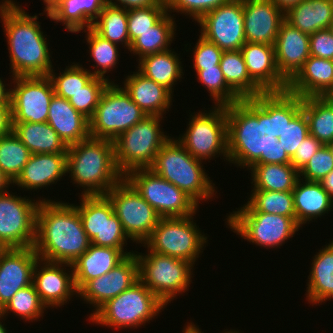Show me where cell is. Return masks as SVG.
<instances>
[{"mask_svg":"<svg viewBox=\"0 0 333 333\" xmlns=\"http://www.w3.org/2000/svg\"><path fill=\"white\" fill-rule=\"evenodd\" d=\"M192 114L186 132L176 140L194 158L206 162L220 155L238 167L241 142L256 126L242 112L227 106Z\"/></svg>","mask_w":333,"mask_h":333,"instance_id":"obj_1","label":"cell"},{"mask_svg":"<svg viewBox=\"0 0 333 333\" xmlns=\"http://www.w3.org/2000/svg\"><path fill=\"white\" fill-rule=\"evenodd\" d=\"M91 244L75 204L40 201L36 213L34 250L39 259L73 264Z\"/></svg>","mask_w":333,"mask_h":333,"instance_id":"obj_2","label":"cell"},{"mask_svg":"<svg viewBox=\"0 0 333 333\" xmlns=\"http://www.w3.org/2000/svg\"><path fill=\"white\" fill-rule=\"evenodd\" d=\"M16 3L13 0L0 1V20L7 37L10 77L48 76L54 67L47 35L41 31L38 16L29 15Z\"/></svg>","mask_w":333,"mask_h":333,"instance_id":"obj_3","label":"cell"},{"mask_svg":"<svg viewBox=\"0 0 333 333\" xmlns=\"http://www.w3.org/2000/svg\"><path fill=\"white\" fill-rule=\"evenodd\" d=\"M82 187L80 196L106 195L124 176L115 162L114 143L89 137L68 146L67 175Z\"/></svg>","mask_w":333,"mask_h":333,"instance_id":"obj_4","label":"cell"},{"mask_svg":"<svg viewBox=\"0 0 333 333\" xmlns=\"http://www.w3.org/2000/svg\"><path fill=\"white\" fill-rule=\"evenodd\" d=\"M239 167L251 171L252 190L292 192L300 179L299 171L257 127L241 142Z\"/></svg>","mask_w":333,"mask_h":333,"instance_id":"obj_5","label":"cell"},{"mask_svg":"<svg viewBox=\"0 0 333 333\" xmlns=\"http://www.w3.org/2000/svg\"><path fill=\"white\" fill-rule=\"evenodd\" d=\"M203 162L171 137L158 151L149 169L181 189L199 206L203 200H212L217 194V187L205 172Z\"/></svg>","mask_w":333,"mask_h":333,"instance_id":"obj_6","label":"cell"},{"mask_svg":"<svg viewBox=\"0 0 333 333\" xmlns=\"http://www.w3.org/2000/svg\"><path fill=\"white\" fill-rule=\"evenodd\" d=\"M165 307L166 305L138 280L91 313L89 321L116 330L136 329L152 321Z\"/></svg>","mask_w":333,"mask_h":333,"instance_id":"obj_7","label":"cell"},{"mask_svg":"<svg viewBox=\"0 0 333 333\" xmlns=\"http://www.w3.org/2000/svg\"><path fill=\"white\" fill-rule=\"evenodd\" d=\"M163 118L147 115L113 141L115 162L123 176L152 166L158 151L171 138L161 129Z\"/></svg>","mask_w":333,"mask_h":333,"instance_id":"obj_8","label":"cell"},{"mask_svg":"<svg viewBox=\"0 0 333 333\" xmlns=\"http://www.w3.org/2000/svg\"><path fill=\"white\" fill-rule=\"evenodd\" d=\"M256 127L298 171L306 166L312 156L323 146L277 106L261 113Z\"/></svg>","mask_w":333,"mask_h":333,"instance_id":"obj_9","label":"cell"},{"mask_svg":"<svg viewBox=\"0 0 333 333\" xmlns=\"http://www.w3.org/2000/svg\"><path fill=\"white\" fill-rule=\"evenodd\" d=\"M135 252L139 263V280L166 306L177 295L188 291L191 278L194 277L193 263L149 249L145 252L146 255Z\"/></svg>","mask_w":333,"mask_h":333,"instance_id":"obj_10","label":"cell"},{"mask_svg":"<svg viewBox=\"0 0 333 333\" xmlns=\"http://www.w3.org/2000/svg\"><path fill=\"white\" fill-rule=\"evenodd\" d=\"M193 216L195 215L160 218L142 246L152 252L183 259L195 265L209 240L199 230Z\"/></svg>","mask_w":333,"mask_h":333,"instance_id":"obj_11","label":"cell"},{"mask_svg":"<svg viewBox=\"0 0 333 333\" xmlns=\"http://www.w3.org/2000/svg\"><path fill=\"white\" fill-rule=\"evenodd\" d=\"M117 83L103 91L96 111L89 119L90 137L114 141L147 116Z\"/></svg>","mask_w":333,"mask_h":333,"instance_id":"obj_12","label":"cell"},{"mask_svg":"<svg viewBox=\"0 0 333 333\" xmlns=\"http://www.w3.org/2000/svg\"><path fill=\"white\" fill-rule=\"evenodd\" d=\"M226 222L236 235L265 249L280 248L302 229L296 217L261 212H231Z\"/></svg>","mask_w":333,"mask_h":333,"instance_id":"obj_13","label":"cell"},{"mask_svg":"<svg viewBox=\"0 0 333 333\" xmlns=\"http://www.w3.org/2000/svg\"><path fill=\"white\" fill-rule=\"evenodd\" d=\"M124 178L161 218L190 216L199 208L181 189L149 168L132 170Z\"/></svg>","mask_w":333,"mask_h":333,"instance_id":"obj_14","label":"cell"},{"mask_svg":"<svg viewBox=\"0 0 333 333\" xmlns=\"http://www.w3.org/2000/svg\"><path fill=\"white\" fill-rule=\"evenodd\" d=\"M106 196L111 201L114 213L129 240L143 244L161 218L156 210L125 178L112 187Z\"/></svg>","mask_w":333,"mask_h":333,"instance_id":"obj_15","label":"cell"},{"mask_svg":"<svg viewBox=\"0 0 333 333\" xmlns=\"http://www.w3.org/2000/svg\"><path fill=\"white\" fill-rule=\"evenodd\" d=\"M41 198L33 200L14 195L10 190L0 193V242L5 248L33 247L36 239V213Z\"/></svg>","mask_w":333,"mask_h":333,"instance_id":"obj_16","label":"cell"},{"mask_svg":"<svg viewBox=\"0 0 333 333\" xmlns=\"http://www.w3.org/2000/svg\"><path fill=\"white\" fill-rule=\"evenodd\" d=\"M75 205L91 243L124 250L129 239L106 195L82 196ZM126 244V245H125Z\"/></svg>","mask_w":333,"mask_h":333,"instance_id":"obj_17","label":"cell"},{"mask_svg":"<svg viewBox=\"0 0 333 333\" xmlns=\"http://www.w3.org/2000/svg\"><path fill=\"white\" fill-rule=\"evenodd\" d=\"M14 84L9 89L12 123L47 122L49 105L54 96L48 76L11 77Z\"/></svg>","mask_w":333,"mask_h":333,"instance_id":"obj_18","label":"cell"},{"mask_svg":"<svg viewBox=\"0 0 333 333\" xmlns=\"http://www.w3.org/2000/svg\"><path fill=\"white\" fill-rule=\"evenodd\" d=\"M200 35L223 51L240 50L246 43L243 0H230L203 15Z\"/></svg>","mask_w":333,"mask_h":333,"instance_id":"obj_19","label":"cell"},{"mask_svg":"<svg viewBox=\"0 0 333 333\" xmlns=\"http://www.w3.org/2000/svg\"><path fill=\"white\" fill-rule=\"evenodd\" d=\"M32 283L47 309H57L69 303L74 295L78 297L71 264L38 259L33 269Z\"/></svg>","mask_w":333,"mask_h":333,"instance_id":"obj_20","label":"cell"},{"mask_svg":"<svg viewBox=\"0 0 333 333\" xmlns=\"http://www.w3.org/2000/svg\"><path fill=\"white\" fill-rule=\"evenodd\" d=\"M240 50L250 78L277 104L284 97L288 82L277 69L275 47L246 42Z\"/></svg>","mask_w":333,"mask_h":333,"instance_id":"obj_21","label":"cell"},{"mask_svg":"<svg viewBox=\"0 0 333 333\" xmlns=\"http://www.w3.org/2000/svg\"><path fill=\"white\" fill-rule=\"evenodd\" d=\"M139 280V263L135 253L103 276L89 280L78 297L94 307L93 313L109 299L118 296Z\"/></svg>","mask_w":333,"mask_h":333,"instance_id":"obj_22","label":"cell"},{"mask_svg":"<svg viewBox=\"0 0 333 333\" xmlns=\"http://www.w3.org/2000/svg\"><path fill=\"white\" fill-rule=\"evenodd\" d=\"M333 87V60L310 55L302 68L288 82L284 97L277 107L284 108L291 100L324 97Z\"/></svg>","mask_w":333,"mask_h":333,"instance_id":"obj_23","label":"cell"},{"mask_svg":"<svg viewBox=\"0 0 333 333\" xmlns=\"http://www.w3.org/2000/svg\"><path fill=\"white\" fill-rule=\"evenodd\" d=\"M283 110L323 145L333 142V103L325 97L294 99Z\"/></svg>","mask_w":333,"mask_h":333,"instance_id":"obj_24","label":"cell"},{"mask_svg":"<svg viewBox=\"0 0 333 333\" xmlns=\"http://www.w3.org/2000/svg\"><path fill=\"white\" fill-rule=\"evenodd\" d=\"M39 259L34 247L6 248L0 255V311L22 288L32 284Z\"/></svg>","mask_w":333,"mask_h":333,"instance_id":"obj_25","label":"cell"},{"mask_svg":"<svg viewBox=\"0 0 333 333\" xmlns=\"http://www.w3.org/2000/svg\"><path fill=\"white\" fill-rule=\"evenodd\" d=\"M219 65L226 83L258 115L277 106L250 78L241 50L224 51Z\"/></svg>","mask_w":333,"mask_h":333,"instance_id":"obj_26","label":"cell"},{"mask_svg":"<svg viewBox=\"0 0 333 333\" xmlns=\"http://www.w3.org/2000/svg\"><path fill=\"white\" fill-rule=\"evenodd\" d=\"M245 40L275 45L285 13L271 0H243Z\"/></svg>","mask_w":333,"mask_h":333,"instance_id":"obj_27","label":"cell"},{"mask_svg":"<svg viewBox=\"0 0 333 333\" xmlns=\"http://www.w3.org/2000/svg\"><path fill=\"white\" fill-rule=\"evenodd\" d=\"M274 47L277 69L289 82L310 57L309 35L284 20L280 25Z\"/></svg>","mask_w":333,"mask_h":333,"instance_id":"obj_28","label":"cell"},{"mask_svg":"<svg viewBox=\"0 0 333 333\" xmlns=\"http://www.w3.org/2000/svg\"><path fill=\"white\" fill-rule=\"evenodd\" d=\"M43 3L47 18L62 22L68 32L79 33L85 27H92L106 0H43Z\"/></svg>","mask_w":333,"mask_h":333,"instance_id":"obj_29","label":"cell"},{"mask_svg":"<svg viewBox=\"0 0 333 333\" xmlns=\"http://www.w3.org/2000/svg\"><path fill=\"white\" fill-rule=\"evenodd\" d=\"M67 174V154H31L13 185L23 190L44 189Z\"/></svg>","mask_w":333,"mask_h":333,"instance_id":"obj_30","label":"cell"},{"mask_svg":"<svg viewBox=\"0 0 333 333\" xmlns=\"http://www.w3.org/2000/svg\"><path fill=\"white\" fill-rule=\"evenodd\" d=\"M133 253V250L128 252L91 243L88 250L71 264L77 290L79 291L89 280L108 273Z\"/></svg>","mask_w":333,"mask_h":333,"instance_id":"obj_31","label":"cell"},{"mask_svg":"<svg viewBox=\"0 0 333 333\" xmlns=\"http://www.w3.org/2000/svg\"><path fill=\"white\" fill-rule=\"evenodd\" d=\"M122 83L123 89L129 94L146 115L162 116L169 112L173 94L164 86L148 79L139 71L131 72Z\"/></svg>","mask_w":333,"mask_h":333,"instance_id":"obj_32","label":"cell"},{"mask_svg":"<svg viewBox=\"0 0 333 333\" xmlns=\"http://www.w3.org/2000/svg\"><path fill=\"white\" fill-rule=\"evenodd\" d=\"M47 123L67 146L90 137L89 119L74 109L69 100L56 94L50 101Z\"/></svg>","mask_w":333,"mask_h":333,"instance_id":"obj_33","label":"cell"},{"mask_svg":"<svg viewBox=\"0 0 333 333\" xmlns=\"http://www.w3.org/2000/svg\"><path fill=\"white\" fill-rule=\"evenodd\" d=\"M292 193L296 222L301 227L333 211V199L319 182L299 179Z\"/></svg>","mask_w":333,"mask_h":333,"instance_id":"obj_34","label":"cell"},{"mask_svg":"<svg viewBox=\"0 0 333 333\" xmlns=\"http://www.w3.org/2000/svg\"><path fill=\"white\" fill-rule=\"evenodd\" d=\"M307 281L305 295L312 306L333 299V240L314 255Z\"/></svg>","mask_w":333,"mask_h":333,"instance_id":"obj_35","label":"cell"},{"mask_svg":"<svg viewBox=\"0 0 333 333\" xmlns=\"http://www.w3.org/2000/svg\"><path fill=\"white\" fill-rule=\"evenodd\" d=\"M196 76L198 82L208 89L214 106H227L238 110L257 125L259 115L226 83L220 67L204 68L199 70Z\"/></svg>","mask_w":333,"mask_h":333,"instance_id":"obj_36","label":"cell"},{"mask_svg":"<svg viewBox=\"0 0 333 333\" xmlns=\"http://www.w3.org/2000/svg\"><path fill=\"white\" fill-rule=\"evenodd\" d=\"M178 55L180 56L172 49L149 54L138 59L136 68H139L138 71L145 77L164 86L173 94V86L184 75L182 61Z\"/></svg>","mask_w":333,"mask_h":333,"instance_id":"obj_37","label":"cell"},{"mask_svg":"<svg viewBox=\"0 0 333 333\" xmlns=\"http://www.w3.org/2000/svg\"><path fill=\"white\" fill-rule=\"evenodd\" d=\"M285 20L307 35L328 29L333 21V0H304L285 13Z\"/></svg>","mask_w":333,"mask_h":333,"instance_id":"obj_38","label":"cell"},{"mask_svg":"<svg viewBox=\"0 0 333 333\" xmlns=\"http://www.w3.org/2000/svg\"><path fill=\"white\" fill-rule=\"evenodd\" d=\"M12 131L31 154H67L68 146L47 123H13Z\"/></svg>","mask_w":333,"mask_h":333,"instance_id":"obj_39","label":"cell"},{"mask_svg":"<svg viewBox=\"0 0 333 333\" xmlns=\"http://www.w3.org/2000/svg\"><path fill=\"white\" fill-rule=\"evenodd\" d=\"M171 15L167 12L154 26L136 38L128 51L138 55V58L141 59L146 55L171 49L169 47L176 39L174 36L177 30V24L174 20L176 18Z\"/></svg>","mask_w":333,"mask_h":333,"instance_id":"obj_40","label":"cell"},{"mask_svg":"<svg viewBox=\"0 0 333 333\" xmlns=\"http://www.w3.org/2000/svg\"><path fill=\"white\" fill-rule=\"evenodd\" d=\"M127 19L126 9L106 4L91 28L104 39L117 45H124V48L129 50Z\"/></svg>","mask_w":333,"mask_h":333,"instance_id":"obj_41","label":"cell"},{"mask_svg":"<svg viewBox=\"0 0 333 333\" xmlns=\"http://www.w3.org/2000/svg\"><path fill=\"white\" fill-rule=\"evenodd\" d=\"M247 203L233 212H261L295 217L292 192L252 190Z\"/></svg>","mask_w":333,"mask_h":333,"instance_id":"obj_42","label":"cell"},{"mask_svg":"<svg viewBox=\"0 0 333 333\" xmlns=\"http://www.w3.org/2000/svg\"><path fill=\"white\" fill-rule=\"evenodd\" d=\"M86 36L85 40H87L88 48L90 56L92 60L96 63L93 64L94 71L90 70L94 77L103 78L110 83H114L109 77L106 76L108 72L112 71L115 68L116 64H118L119 52L117 44L110 42L107 39H104L98 33H96L92 28L81 30ZM107 77V78H106Z\"/></svg>","mask_w":333,"mask_h":333,"instance_id":"obj_43","label":"cell"},{"mask_svg":"<svg viewBox=\"0 0 333 333\" xmlns=\"http://www.w3.org/2000/svg\"><path fill=\"white\" fill-rule=\"evenodd\" d=\"M31 153L11 131L0 137V169L13 183L28 162Z\"/></svg>","mask_w":333,"mask_h":333,"instance_id":"obj_44","label":"cell"},{"mask_svg":"<svg viewBox=\"0 0 333 333\" xmlns=\"http://www.w3.org/2000/svg\"><path fill=\"white\" fill-rule=\"evenodd\" d=\"M72 64L66 66L65 70L59 73H56L52 68L48 74L54 93L67 100L72 98L94 77L90 70L83 67L82 64L80 65L79 62L76 64L73 62Z\"/></svg>","mask_w":333,"mask_h":333,"instance_id":"obj_45","label":"cell"},{"mask_svg":"<svg viewBox=\"0 0 333 333\" xmlns=\"http://www.w3.org/2000/svg\"><path fill=\"white\" fill-rule=\"evenodd\" d=\"M46 308L32 283L20 289L1 312L5 317L12 312L26 322H37V319L44 315Z\"/></svg>","mask_w":333,"mask_h":333,"instance_id":"obj_46","label":"cell"},{"mask_svg":"<svg viewBox=\"0 0 333 333\" xmlns=\"http://www.w3.org/2000/svg\"><path fill=\"white\" fill-rule=\"evenodd\" d=\"M109 84L110 82L103 78L93 77L81 90L69 99V102L74 109L90 119L96 111L103 91Z\"/></svg>","mask_w":333,"mask_h":333,"instance_id":"obj_47","label":"cell"},{"mask_svg":"<svg viewBox=\"0 0 333 333\" xmlns=\"http://www.w3.org/2000/svg\"><path fill=\"white\" fill-rule=\"evenodd\" d=\"M166 13V6H148L127 10L130 45L142 33L154 26Z\"/></svg>","mask_w":333,"mask_h":333,"instance_id":"obj_48","label":"cell"},{"mask_svg":"<svg viewBox=\"0 0 333 333\" xmlns=\"http://www.w3.org/2000/svg\"><path fill=\"white\" fill-rule=\"evenodd\" d=\"M333 170V153L328 145H323L300 171V179L320 182ZM302 177V178H301Z\"/></svg>","mask_w":333,"mask_h":333,"instance_id":"obj_49","label":"cell"},{"mask_svg":"<svg viewBox=\"0 0 333 333\" xmlns=\"http://www.w3.org/2000/svg\"><path fill=\"white\" fill-rule=\"evenodd\" d=\"M230 0H165L167 12H178L197 22L211 10L228 3Z\"/></svg>","mask_w":333,"mask_h":333,"instance_id":"obj_50","label":"cell"},{"mask_svg":"<svg viewBox=\"0 0 333 333\" xmlns=\"http://www.w3.org/2000/svg\"><path fill=\"white\" fill-rule=\"evenodd\" d=\"M190 51H193V67L196 73L204 68L220 67L221 56L224 52L201 35H199L194 49Z\"/></svg>","mask_w":333,"mask_h":333,"instance_id":"obj_51","label":"cell"},{"mask_svg":"<svg viewBox=\"0 0 333 333\" xmlns=\"http://www.w3.org/2000/svg\"><path fill=\"white\" fill-rule=\"evenodd\" d=\"M310 55L333 60V36L328 29L309 35Z\"/></svg>","mask_w":333,"mask_h":333,"instance_id":"obj_52","label":"cell"},{"mask_svg":"<svg viewBox=\"0 0 333 333\" xmlns=\"http://www.w3.org/2000/svg\"><path fill=\"white\" fill-rule=\"evenodd\" d=\"M106 4L126 10L148 6H166L165 0H106Z\"/></svg>","mask_w":333,"mask_h":333,"instance_id":"obj_53","label":"cell"},{"mask_svg":"<svg viewBox=\"0 0 333 333\" xmlns=\"http://www.w3.org/2000/svg\"><path fill=\"white\" fill-rule=\"evenodd\" d=\"M12 112L10 100L0 104V137L9 134L12 131Z\"/></svg>","mask_w":333,"mask_h":333,"instance_id":"obj_54","label":"cell"},{"mask_svg":"<svg viewBox=\"0 0 333 333\" xmlns=\"http://www.w3.org/2000/svg\"><path fill=\"white\" fill-rule=\"evenodd\" d=\"M280 10L286 13L291 7L298 5L304 0H271Z\"/></svg>","mask_w":333,"mask_h":333,"instance_id":"obj_55","label":"cell"},{"mask_svg":"<svg viewBox=\"0 0 333 333\" xmlns=\"http://www.w3.org/2000/svg\"><path fill=\"white\" fill-rule=\"evenodd\" d=\"M319 183L333 199V170L327 174Z\"/></svg>","mask_w":333,"mask_h":333,"instance_id":"obj_56","label":"cell"},{"mask_svg":"<svg viewBox=\"0 0 333 333\" xmlns=\"http://www.w3.org/2000/svg\"><path fill=\"white\" fill-rule=\"evenodd\" d=\"M2 80L0 78V104H4L9 100V88H6L9 85L5 84V81L3 83Z\"/></svg>","mask_w":333,"mask_h":333,"instance_id":"obj_57","label":"cell"},{"mask_svg":"<svg viewBox=\"0 0 333 333\" xmlns=\"http://www.w3.org/2000/svg\"><path fill=\"white\" fill-rule=\"evenodd\" d=\"M10 184L12 185L13 183L9 180V178L0 169V193L8 191Z\"/></svg>","mask_w":333,"mask_h":333,"instance_id":"obj_58","label":"cell"},{"mask_svg":"<svg viewBox=\"0 0 333 333\" xmlns=\"http://www.w3.org/2000/svg\"><path fill=\"white\" fill-rule=\"evenodd\" d=\"M182 330V333H204L199 329L198 325L196 326L192 321L190 323L188 322Z\"/></svg>","mask_w":333,"mask_h":333,"instance_id":"obj_59","label":"cell"},{"mask_svg":"<svg viewBox=\"0 0 333 333\" xmlns=\"http://www.w3.org/2000/svg\"><path fill=\"white\" fill-rule=\"evenodd\" d=\"M6 317L2 314V312L0 311V333H10L8 332L9 330H6L7 328L4 327L6 325L2 324L3 323V320L2 319H5ZM2 321V322H1Z\"/></svg>","mask_w":333,"mask_h":333,"instance_id":"obj_60","label":"cell"},{"mask_svg":"<svg viewBox=\"0 0 333 333\" xmlns=\"http://www.w3.org/2000/svg\"><path fill=\"white\" fill-rule=\"evenodd\" d=\"M327 100L333 103V87L329 90V92L324 96Z\"/></svg>","mask_w":333,"mask_h":333,"instance_id":"obj_61","label":"cell"},{"mask_svg":"<svg viewBox=\"0 0 333 333\" xmlns=\"http://www.w3.org/2000/svg\"><path fill=\"white\" fill-rule=\"evenodd\" d=\"M328 30L331 32V34L333 36V21H332L331 25L329 26Z\"/></svg>","mask_w":333,"mask_h":333,"instance_id":"obj_62","label":"cell"},{"mask_svg":"<svg viewBox=\"0 0 333 333\" xmlns=\"http://www.w3.org/2000/svg\"><path fill=\"white\" fill-rule=\"evenodd\" d=\"M6 248L1 244L0 242V255L2 254V252L5 250Z\"/></svg>","mask_w":333,"mask_h":333,"instance_id":"obj_63","label":"cell"},{"mask_svg":"<svg viewBox=\"0 0 333 333\" xmlns=\"http://www.w3.org/2000/svg\"><path fill=\"white\" fill-rule=\"evenodd\" d=\"M224 333H240V332L239 331H235V329H234V331H232V329H231L229 331H225Z\"/></svg>","mask_w":333,"mask_h":333,"instance_id":"obj_64","label":"cell"},{"mask_svg":"<svg viewBox=\"0 0 333 333\" xmlns=\"http://www.w3.org/2000/svg\"><path fill=\"white\" fill-rule=\"evenodd\" d=\"M333 153V142L331 144L328 145Z\"/></svg>","mask_w":333,"mask_h":333,"instance_id":"obj_65","label":"cell"}]
</instances>
